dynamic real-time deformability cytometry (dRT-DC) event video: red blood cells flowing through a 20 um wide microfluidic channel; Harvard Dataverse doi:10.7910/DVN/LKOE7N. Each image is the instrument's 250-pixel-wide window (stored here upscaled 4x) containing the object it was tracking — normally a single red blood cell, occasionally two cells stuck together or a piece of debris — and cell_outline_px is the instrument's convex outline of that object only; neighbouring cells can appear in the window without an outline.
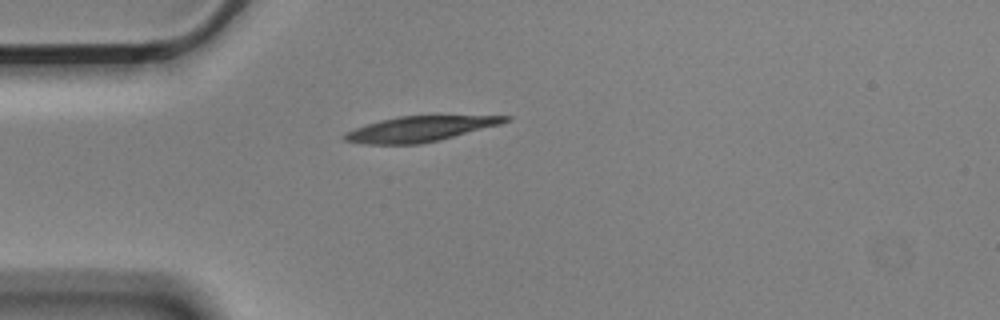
{"species": "Egyptian fruit bat (a non-hibernating species)", "species_latin": "Rousettus aegyptiacus", "temperature_condition": "cold", "stored_images_in_passage": 42, "camera_frame_rate_fps": 3000, "um_per_image_px": 0.085, "animal": {"sex": "male"}, "frame": {"image": 1, "passage_image": 1, "time_ms": 0.0, "image_size_px": [1000, 320], "cell_outline_px": [[512, 120], [500, 124], [440, 140], [420, 144], [368, 144], [344, 140], [340, 136], [344, 132], [380, 120], [400, 116], [512, 116]], "centroid_in_image_um": [35.68, 10.96], "position_along_channel_um": 49.3, "area_um2": 23.47}}
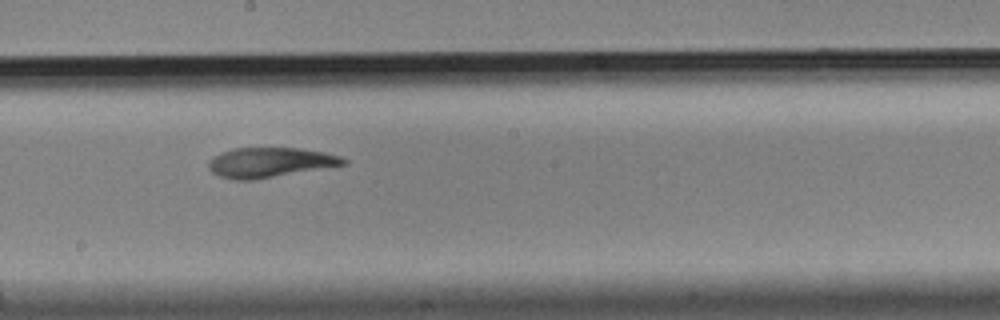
{"frame": {"image": 2, "passage_image": 17, "time_ms": 5.333, "image_size_px": [1000, 320], "cell_outline_px": [[348, 164], [256, 180], [232, 180], [220, 176], [212, 172], [208, 168], [208, 160], [212, 156], [220, 152], [232, 148], [300, 148], [324, 152], [340, 156], [348, 160]], "centroid_in_image_um": [22.93, 13.81], "position_along_channel_um": 225.3, "area_um2": 23.81}}
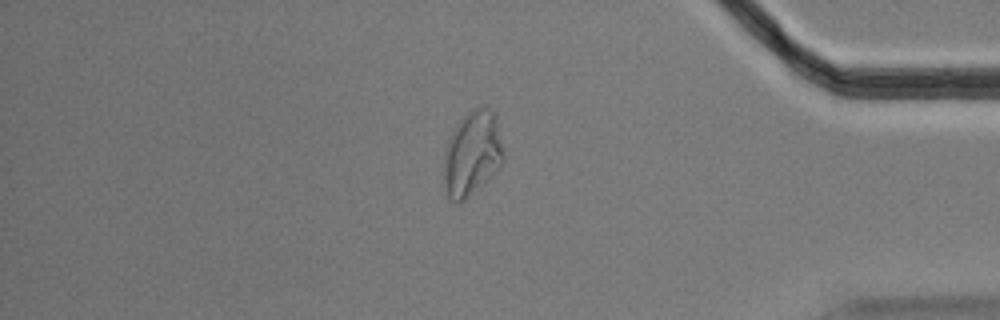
{"frame": {"image": 3, "passage_image": 34, "time_ms": 11.0, "image_size_px": [1000, 320], "cell_outline_px": [[504, 156], [500, 168], [460, 200], [452, 200], [448, 196], [444, 180], [444, 168], [448, 140], [456, 124], [472, 108], [488, 108], [496, 112]], "centroid_in_image_um": [40.17, 12.96], "position_along_channel_um": 395.0, "area_um2": 28.5}, "authors_computed_cell_mechanics": {"area_um2": 24.5939, "velocity_mm_per_s": 3.5111, "shape_relaxation_time_tau1_ms": 7.5972, "shape_relaxation_time_tau2_ms": 3.5441, "deformation_change_tau1": 0.2374, "deformation_change_tau2": 0.1023}}